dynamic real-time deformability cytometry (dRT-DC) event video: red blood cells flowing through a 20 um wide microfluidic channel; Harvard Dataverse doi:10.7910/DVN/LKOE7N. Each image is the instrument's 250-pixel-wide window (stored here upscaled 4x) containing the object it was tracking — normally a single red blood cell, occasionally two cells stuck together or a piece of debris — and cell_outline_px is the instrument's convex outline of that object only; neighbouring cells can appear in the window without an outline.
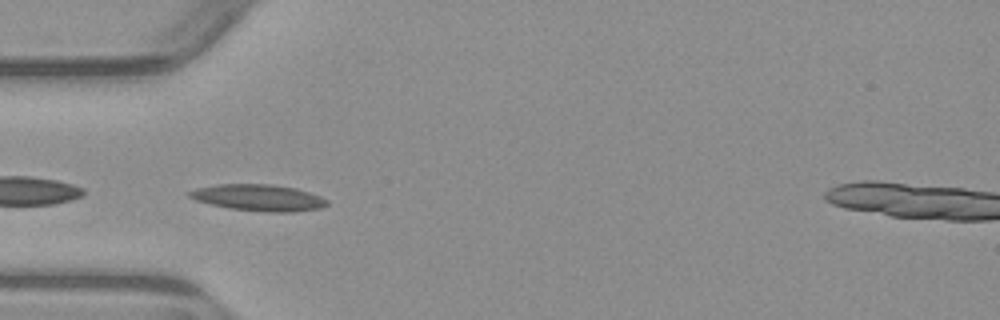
{"species": "common noctule bat (a hibernating species)", "species_latin": "Nyctalus noctula", "temperature_condition": "warm", "stored_images_in_passage": 7, "camera_frame_rate_fps": 3000, "um_per_image_px": 0.085, "animal": {"sex": "male", "body_mass_g": 23.1, "forearm_length_mm": 52.7}, "frame": {"image": 1, "passage_image": 4, "time_ms": 3.667, "image_size_px": [1000, 320], "cell_outline_px": [[328, 204], [320, 208], [292, 212], [268, 212], [228, 208], [208, 204], [196, 200], [188, 196], [188, 192], [196, 188], [216, 184], [272, 184], [296, 188], [320, 196], [328, 200]], "centroid_in_image_um": [21.96, 16.8], "position_along_channel_um": 63.0, "area_um2": 21.27}}
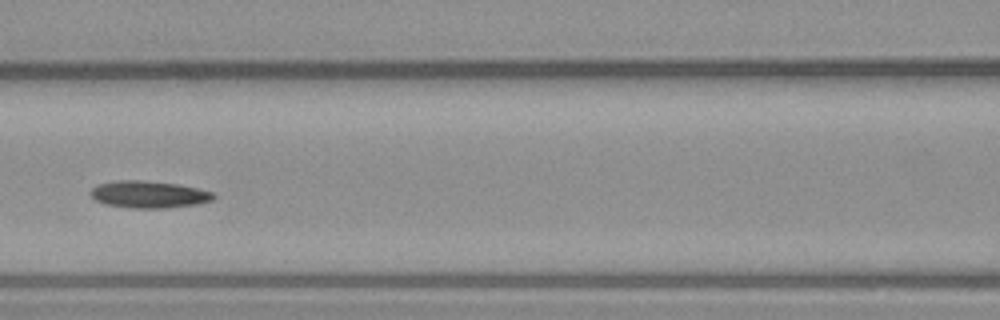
{"frame": {"image": 2, "passage_image": 6, "time_ms": 6.0, "image_size_px": [1000, 320], "cell_outline_px": [[216, 196], [212, 200], [196, 204], [168, 208], [132, 208], [104, 204], [96, 200], [88, 192], [96, 184], [116, 180], [140, 180], [176, 184], [200, 188], [212, 192]], "centroid_in_image_um": [12.62, 16.52], "position_along_channel_um": 154.0, "area_um2": 19.48}}
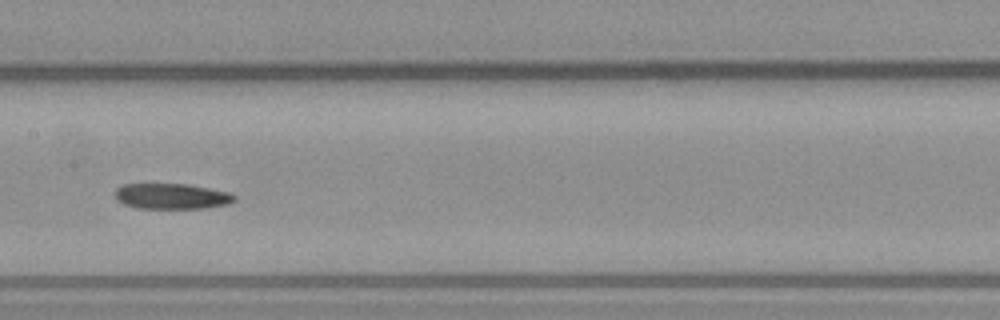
{"frame": {"image": 3, "passage_image": 7, "time_ms": 7.0, "image_size_px": [1000, 320], "cell_outline_px": [[236, 200], [228, 204], [208, 208], [136, 208], [124, 204], [116, 200], [116, 188], [124, 184], [188, 184], [228, 192], [236, 196]], "centroid_in_image_um": [14.6, 16.68], "position_along_channel_um": 192.8, "area_um2": 17.8}}